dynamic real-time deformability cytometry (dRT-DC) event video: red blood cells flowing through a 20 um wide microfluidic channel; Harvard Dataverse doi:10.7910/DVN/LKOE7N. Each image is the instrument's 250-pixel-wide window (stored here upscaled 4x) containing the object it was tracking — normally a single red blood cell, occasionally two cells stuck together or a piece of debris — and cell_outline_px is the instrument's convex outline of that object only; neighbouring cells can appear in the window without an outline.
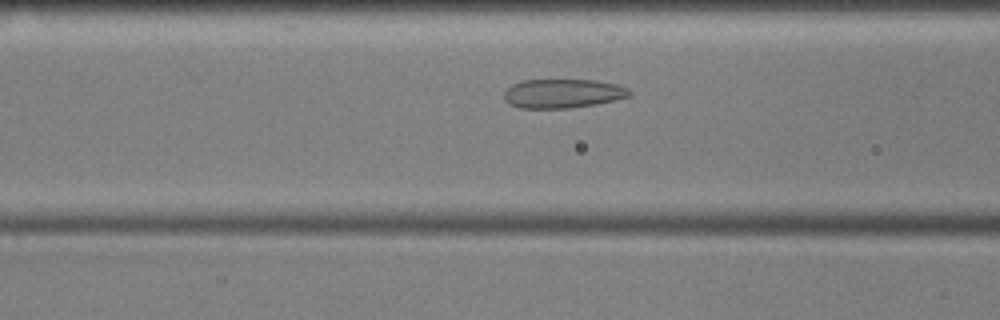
{"species": "common noctule bat (a hibernating species)", "species_latin": "Nyctalus noctula", "temperature_condition": "cold", "stored_images_in_passage": 47, "camera_frame_rate_fps": 3000, "um_per_image_px": 0.085, "animal": {"sex": "male", "body_mass_g": 17.9, "forearm_length_mm": 54.2}, "frame": {"image": 1, "passage_image": 13, "time_ms": 4.0, "image_size_px": [1000, 320], "cell_outline_px": [[632, 92], [628, 96], [612, 100], [592, 104], [568, 108], [520, 108], [508, 104], [504, 100], [504, 92], [512, 84], [524, 80], [596, 80], [616, 84], [628, 88]], "centroid_in_image_um": [47.78, 7.94], "position_along_channel_um": 118.8, "area_um2": 21.04}}
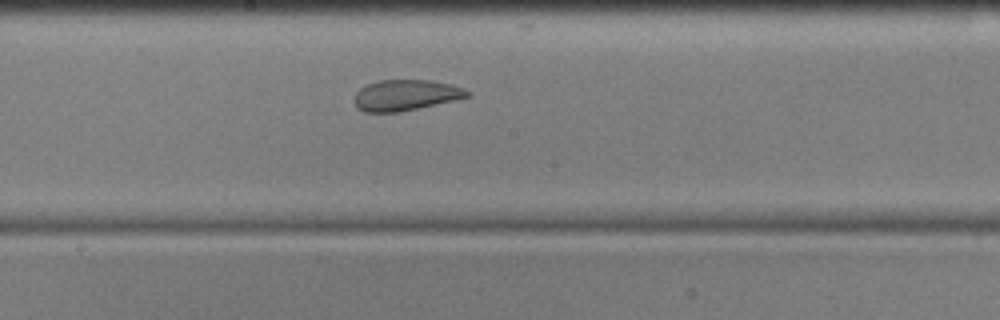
{"frame": {"image": 2, "passage_image": 21, "time_ms": 6.667, "image_size_px": [1000, 320], "cell_outline_px": [[472, 96], [456, 100], [400, 112], [364, 112], [356, 108], [356, 92], [360, 88], [368, 84], [380, 80], [432, 80], [464, 88], [472, 92]], "centroid_in_image_um": [34.53, 8.09], "position_along_channel_um": 213.7, "area_um2": 20.35}}
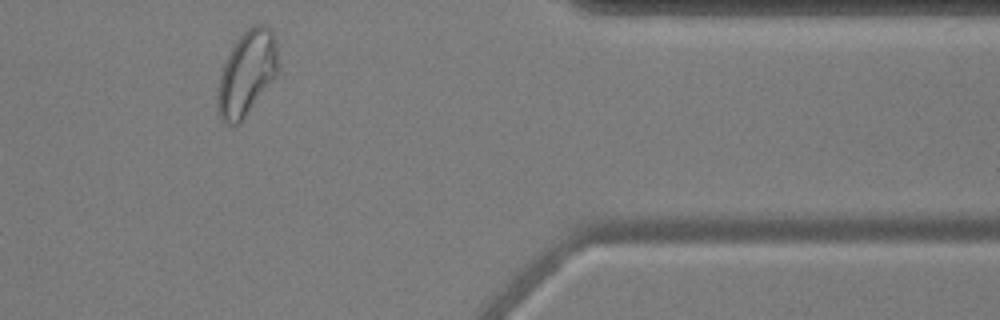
{"frame": {"image": 3, "passage_image": 38, "time_ms": 12.333, "image_size_px": [1000, 320], "cell_outline_px": [[276, 76], [240, 124], [224, 124], [220, 120], [216, 104], [216, 96], [220, 76], [224, 64], [232, 48], [240, 36], [252, 24], [264, 24], [272, 32], [276, 40]], "centroid_in_image_um": [20.94, 6.27], "position_along_channel_um": 390.5, "area_um2": 29.59}, "authors_computed_cell_mechanics": {"area_um2": 23.9292, "velocity_mm_per_s": 3.5545, "shape_relaxation_time_tau1_ms": null, "shape_relaxation_time_tau2_ms": 1.3588, "deformation_change_tau1": null, "deformation_change_tau2": 0.0827}}